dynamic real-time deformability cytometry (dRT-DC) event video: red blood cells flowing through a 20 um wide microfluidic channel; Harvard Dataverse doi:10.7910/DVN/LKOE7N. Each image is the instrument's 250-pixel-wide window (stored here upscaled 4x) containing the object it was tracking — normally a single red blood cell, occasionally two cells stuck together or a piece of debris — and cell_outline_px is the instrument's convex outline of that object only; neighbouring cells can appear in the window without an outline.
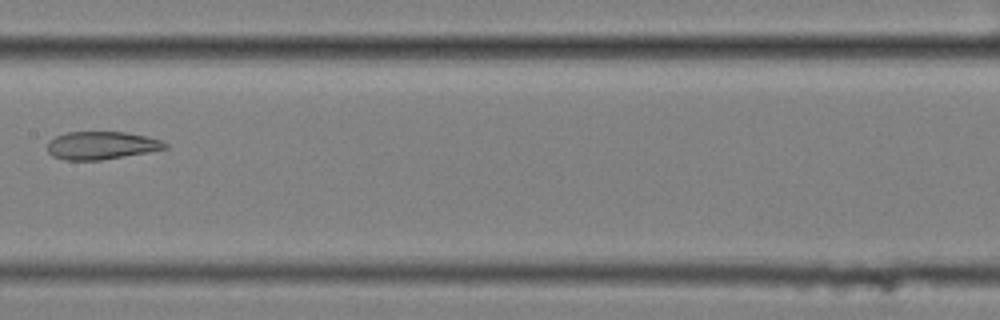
{"species": "common noctule bat (a hibernating species)", "species_latin": "Nyctalus noctula", "temperature_condition": "cold", "stored_images_in_passage": 13, "camera_frame_rate_fps": 3000, "um_per_image_px": 0.085, "animal": {"sex": "female", "body_mass_g": 25.1}, "frame": {"image": 1, "passage_image": 6, "time_ms": 1.667, "image_size_px": [1000, 320], "cell_outline_px": [[168, 148], [148, 152], [100, 160], [64, 160], [52, 156], [48, 152], [48, 140], [56, 136], [68, 132], [124, 132], [148, 136], [160, 140], [168, 144]], "centroid_in_image_um": [8.61, 12.36], "position_along_channel_um": 198.8, "area_um2": 19.13}}
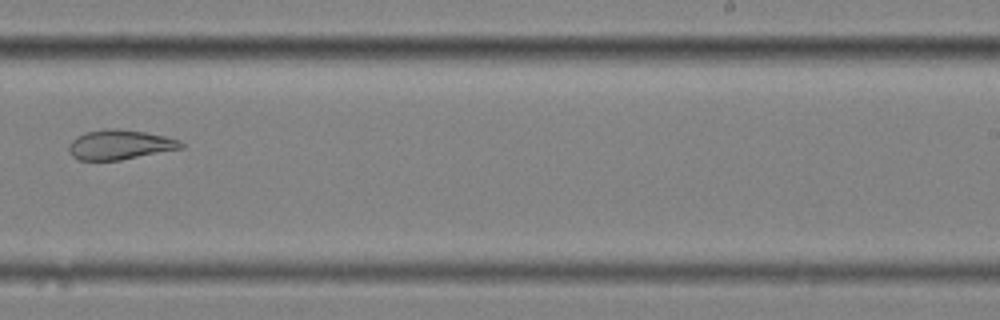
{"frame": {"image": 2, "passage_image": 8, "time_ms": 2.333, "image_size_px": [1000, 320], "cell_outline_px": [[184, 148], [120, 160], [80, 160], [72, 156], [68, 152], [68, 144], [76, 136], [84, 132], [104, 128], [112, 128], [144, 132], [164, 136], [180, 140], [184, 144]], "centroid_in_image_um": [10.16, 12.29], "position_along_channel_um": 278.8, "area_um2": 19.54}}
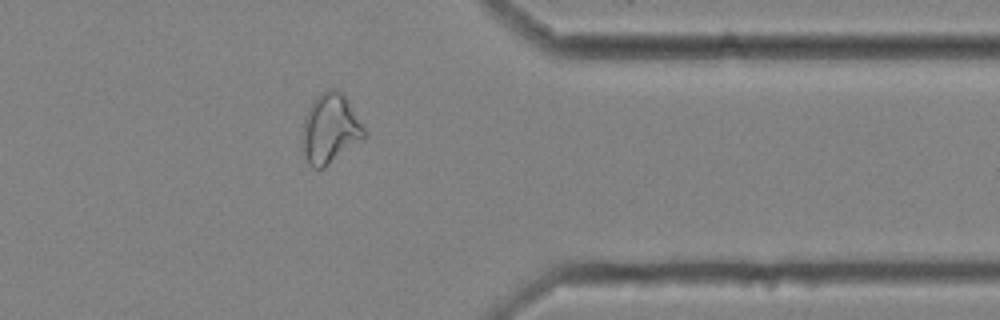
{"frame": {"image": 3, "passage_image": 11, "time_ms": 3.333, "image_size_px": [1000, 320], "cell_outline_px": [[368, 132], [364, 136], [324, 168], [312, 168], [308, 164], [304, 152], [304, 116], [308, 108], [316, 96], [328, 88], [332, 88], [340, 92], [348, 100]], "centroid_in_image_um": [28.07, 10.91], "position_along_channel_um": 383.3, "area_um2": 24.57}}